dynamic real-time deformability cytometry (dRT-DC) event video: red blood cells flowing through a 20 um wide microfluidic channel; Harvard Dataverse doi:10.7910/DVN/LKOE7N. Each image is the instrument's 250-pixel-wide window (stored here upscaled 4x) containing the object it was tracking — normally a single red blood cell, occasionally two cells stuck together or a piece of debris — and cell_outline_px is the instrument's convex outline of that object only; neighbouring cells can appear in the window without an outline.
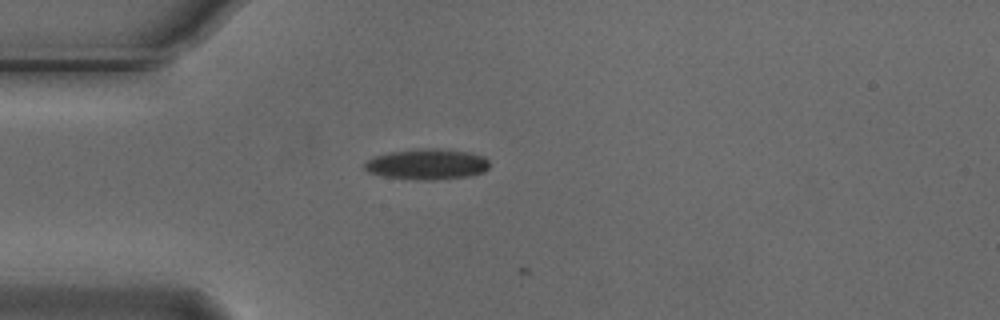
{"species": "Egyptian fruit bat (a non-hibernating species)", "species_latin": "Rousettus aegyptiacus", "temperature_condition": "cold", "stored_images_in_passage": 5, "camera_frame_rate_fps": 3000, "um_per_image_px": 0.085, "animal": {"sex": "male"}, "frame": {"image": 1, "passage_image": 2, "time_ms": 0.333, "image_size_px": [1000, 320], "cell_outline_px": [[488, 168], [484, 172], [472, 176], [432, 180], [412, 180], [384, 176], [368, 172], [364, 168], [364, 164], [368, 160], [376, 156], [392, 152], [468, 152], [484, 156], [488, 160]], "centroid_in_image_um": [36.32, 14.04], "position_along_channel_um": 48.7, "area_um2": 21.04}}